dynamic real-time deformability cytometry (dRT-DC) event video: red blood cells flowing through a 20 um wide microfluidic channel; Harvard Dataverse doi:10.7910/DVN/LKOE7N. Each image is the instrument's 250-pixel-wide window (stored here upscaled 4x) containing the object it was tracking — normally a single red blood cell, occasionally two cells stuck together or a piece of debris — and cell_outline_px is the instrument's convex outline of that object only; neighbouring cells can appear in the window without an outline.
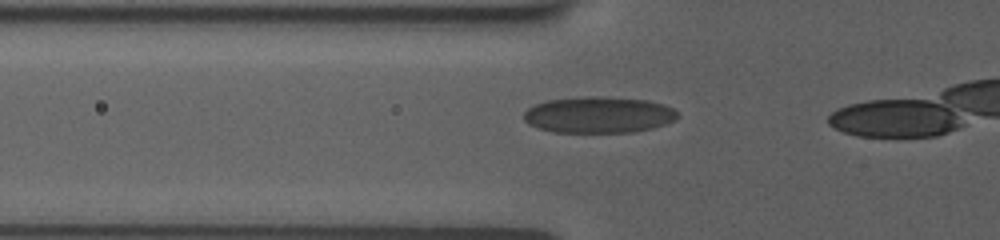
{"species": "human", "species_latin": "Homo sapiens", "temperature_condition": "room temperature", "stored_images_in_passage": 15, "camera_frame_rate_fps": 3000, "um_per_image_px": 0.085, "donor": {"sex": "female"}, "frame": {"image": 1, "passage_image": 9, "time_ms": 2.667, "image_size_px": [1000, 240], "cell_outline_px": [[676, 120], [652, 128], [632, 132], [552, 132], [528, 124], [524, 120], [524, 112], [528, 108], [536, 104], [548, 100], [584, 96], [600, 96], [648, 100], [664, 104], [672, 108], [676, 112]], "centroid_in_image_um": [50.87, 9.75], "position_along_channel_um": 74.9, "area_um2": 32.48}}
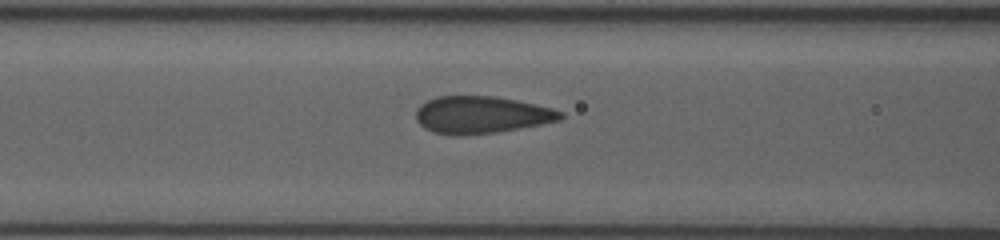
{"frame": {"image": 2, "passage_image": 13, "time_ms": 4.0, "image_size_px": [1000, 240], "cell_outline_px": [[564, 116], [560, 120], [540, 124], [496, 132], [460, 136], [452, 136], [432, 132], [424, 128], [416, 120], [416, 108], [420, 104], [428, 100], [440, 96], [496, 96], [516, 100], [552, 108], [564, 112]], "centroid_in_image_um": [40.88, 9.77], "position_along_channel_um": 125.7, "area_um2": 31.44}}